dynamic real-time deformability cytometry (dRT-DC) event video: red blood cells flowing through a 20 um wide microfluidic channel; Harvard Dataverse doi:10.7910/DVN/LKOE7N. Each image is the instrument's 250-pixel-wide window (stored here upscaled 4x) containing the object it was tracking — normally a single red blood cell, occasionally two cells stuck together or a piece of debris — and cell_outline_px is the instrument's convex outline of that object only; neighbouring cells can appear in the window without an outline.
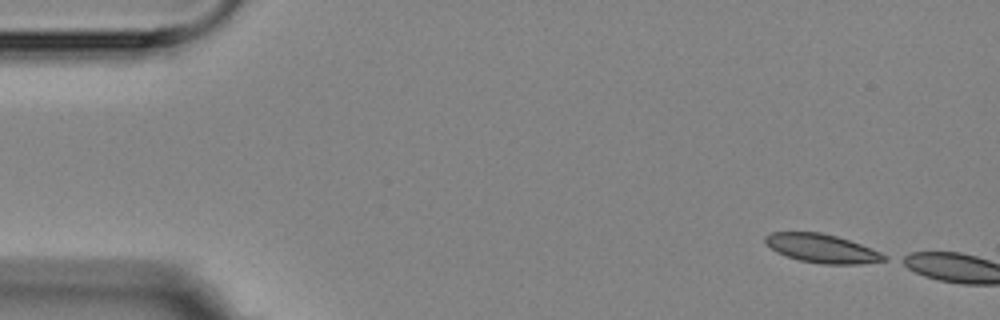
{"species": "Egyptian fruit bat (a non-hibernating species)", "species_latin": "Rousettus aegyptiacus", "temperature_condition": "room temperature", "stored_images_in_passage": 4, "camera_frame_rate_fps": 3000, "um_per_image_px": 0.085, "animal": {"sex": "female"}, "frame": {"image": 1, "passage_image": 1, "time_ms": 0.0, "image_size_px": [1000, 320], "cell_outline_px": [[888, 260], [860, 264], [824, 264], [800, 260], [776, 252], [764, 244], [764, 236], [772, 232], [820, 232], [836, 236], [872, 248], [888, 256]], "centroid_in_image_um": [69.85, 21.11], "position_along_channel_um": 15.1, "area_um2": 19.88}}